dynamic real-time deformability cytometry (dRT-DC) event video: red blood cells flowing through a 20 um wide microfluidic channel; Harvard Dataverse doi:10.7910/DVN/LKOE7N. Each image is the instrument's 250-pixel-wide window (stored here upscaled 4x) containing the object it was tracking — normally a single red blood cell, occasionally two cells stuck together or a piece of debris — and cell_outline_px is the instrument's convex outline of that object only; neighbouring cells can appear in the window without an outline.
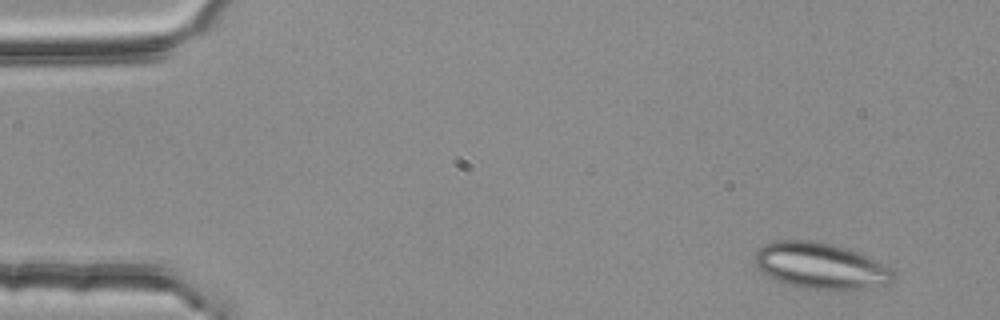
{"species": "common noctule bat (a hibernating species)", "species_latin": "Nyctalus noctula", "temperature_condition": "room temperature", "stored_images_in_passage": 3, "segment_of_instrument_passage": [1, 2], "camera_frame_rate_fps": 3000, "um_per_image_px": 0.085, "animal": {"sex": "female", "body_mass_g": 25.1}, "frame": {"image": 1, "passage_image": 1, "time_ms": 0.0, "image_size_px": [1000, 320], "cell_outline_px": [[896, 276], [888, 284], [860, 288], [804, 288], [776, 280], [764, 272], [752, 260], [756, 252], [764, 244], [776, 240], [812, 240], [832, 244], [856, 252], [876, 260], [892, 268], [896, 272]], "centroid_in_image_um": [69.75, 22.56], "position_along_channel_um": 15.3, "area_um2": 36.59}}